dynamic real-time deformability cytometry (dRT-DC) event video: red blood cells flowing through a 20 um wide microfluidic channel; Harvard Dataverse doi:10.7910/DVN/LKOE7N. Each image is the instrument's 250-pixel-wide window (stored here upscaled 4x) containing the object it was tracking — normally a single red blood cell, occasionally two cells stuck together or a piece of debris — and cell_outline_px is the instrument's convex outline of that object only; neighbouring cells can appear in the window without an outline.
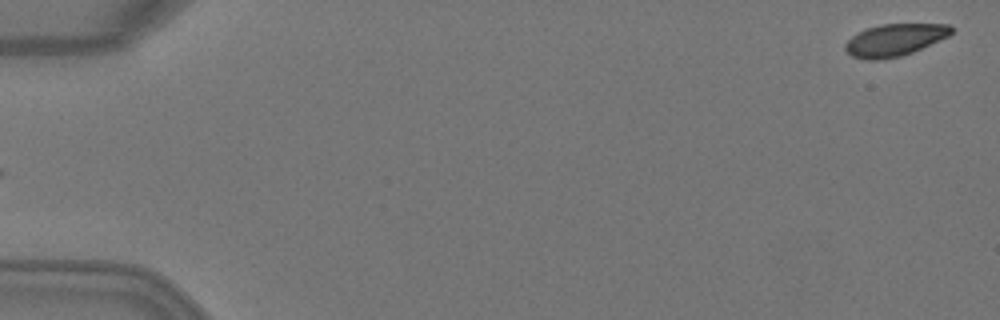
{"species": "Egyptian fruit bat (a non-hibernating species)", "species_latin": "Rousettus aegyptiacus", "temperature_condition": "warm", "stored_images_in_passage": 4, "segment_of_instrument_passage": [2, 2], "camera_frame_rate_fps": 3000, "um_per_image_px": 0.085, "animal": {"sex": "female"}, "frame": {"image": 1, "passage_image": 4, "time_ms": 1.0, "image_size_px": [1000, 320], "cell_outline_px": [[952, 32], [948, 36], [912, 52], [900, 56], [876, 60], [868, 60], [852, 56], [844, 48], [844, 44], [852, 36], [868, 28], [880, 24], [948, 24], [952, 28]], "centroid_in_image_um": [76.03, 3.39], "position_along_channel_um": 9.0, "area_um2": 19.54}}